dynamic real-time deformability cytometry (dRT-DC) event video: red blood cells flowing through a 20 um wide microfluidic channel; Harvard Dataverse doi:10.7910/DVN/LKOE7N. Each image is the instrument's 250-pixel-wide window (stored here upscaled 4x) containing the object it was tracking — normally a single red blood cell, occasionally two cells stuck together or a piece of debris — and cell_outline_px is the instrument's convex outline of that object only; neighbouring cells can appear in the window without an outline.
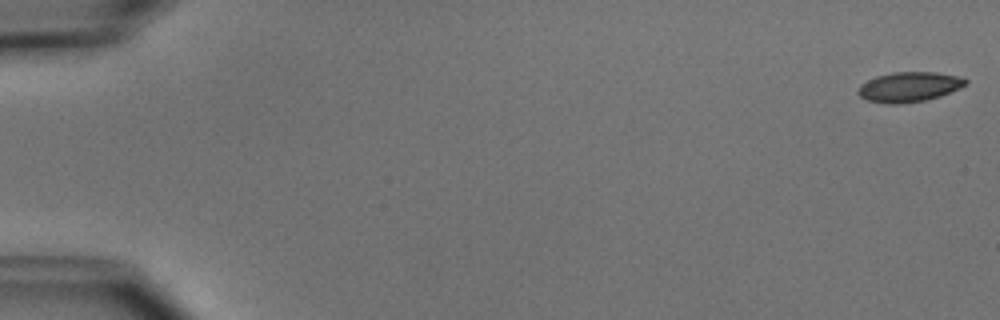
{"species": "common noctule bat (a hibernating species)", "species_latin": "Nyctalus noctula", "temperature_condition": "cold", "stored_images_in_passage": 5, "camera_frame_rate_fps": 3000, "um_per_image_px": 0.085, "animal": {"sex": "male", "body_mass_g": 15.6}, "frame": {"image": 1, "passage_image": 1, "time_ms": 0.0, "image_size_px": [1000, 320], "cell_outline_px": [[968, 84], [940, 96], [924, 100], [900, 104], [884, 104], [868, 100], [860, 96], [856, 92], [860, 84], [876, 76], [892, 72], [936, 72], [956, 76], [968, 80]], "centroid_in_image_um": [77.24, 7.39], "position_along_channel_um": 7.8, "area_um2": 18.73}}
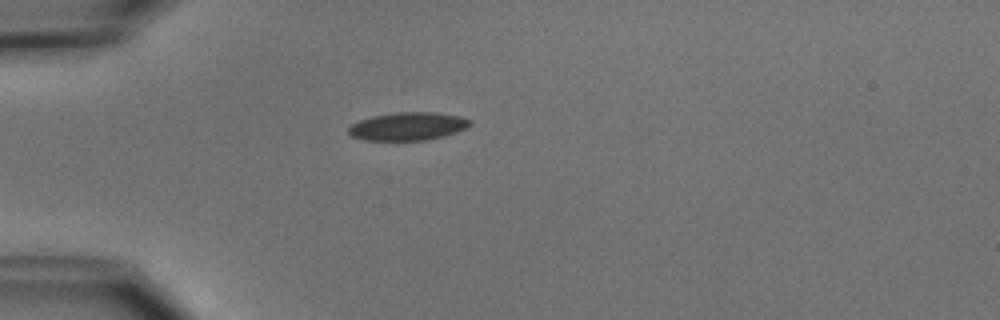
{"frame": {"image": 2, "passage_image": 5, "time_ms": 4.667, "image_size_px": [1000, 320], "cell_outline_px": [[472, 124], [456, 132], [444, 136], [424, 140], [364, 140], [352, 136], [348, 132], [348, 128], [352, 124], [360, 120], [372, 116], [396, 112], [436, 112], [460, 116], [472, 120]], "centroid_in_image_um": [34.68, 10.73], "position_along_channel_um": 50.3, "area_um2": 19.83}}